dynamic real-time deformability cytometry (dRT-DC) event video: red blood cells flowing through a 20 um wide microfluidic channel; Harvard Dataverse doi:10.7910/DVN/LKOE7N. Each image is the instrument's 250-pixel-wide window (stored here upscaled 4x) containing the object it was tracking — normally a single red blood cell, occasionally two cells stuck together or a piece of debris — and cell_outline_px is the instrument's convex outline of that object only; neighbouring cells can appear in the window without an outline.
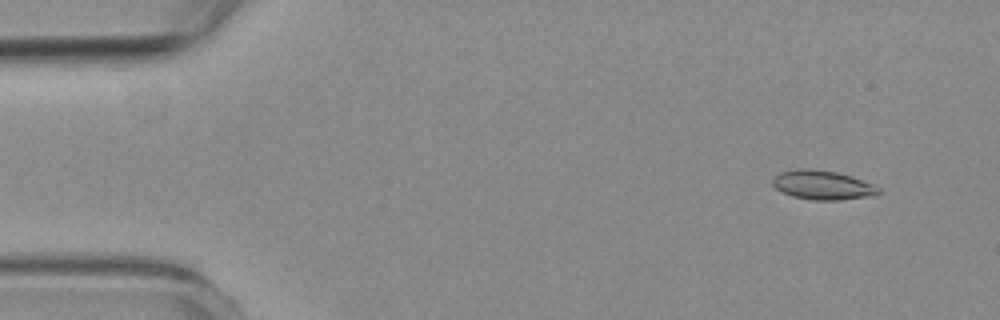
{"species": "common noctule bat (a hibernating species)", "species_latin": "Nyctalus noctula", "temperature_condition": "room temperature", "stored_images_in_passage": 6, "segment_of_instrument_passage": [1, 2], "camera_frame_rate_fps": 3000, "um_per_image_px": 0.085, "animal": {"sex": "female", "body_mass_g": 19.3, "forearm_length_mm": 54.1}, "frame": {"image": 1, "passage_image": 2, "time_ms": 1.333, "image_size_px": [1000, 320], "cell_outline_px": [[880, 192], [876, 196], [840, 200], [812, 200], [792, 196], [776, 188], [772, 184], [772, 176], [780, 172], [796, 168], [812, 168], [836, 172], [852, 176], [872, 184], [880, 188]], "centroid_in_image_um": [69.92, 15.72], "position_along_channel_um": 15.1, "area_um2": 18.26}}
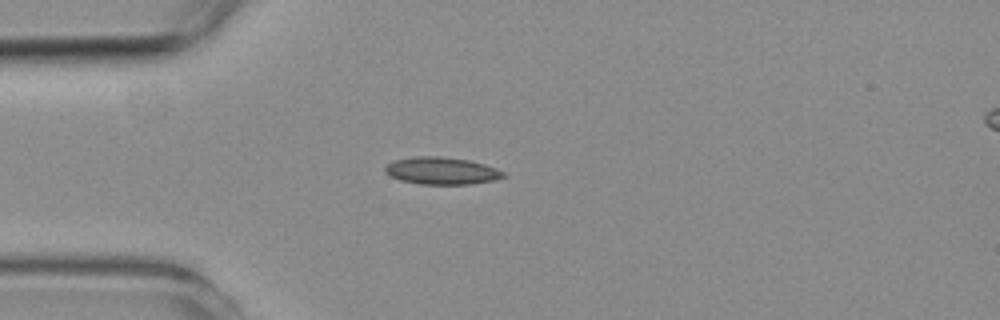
{"frame": {"image": 2, "passage_image": 5, "time_ms": 4.667, "image_size_px": [1000, 320], "cell_outline_px": [[508, 176], [492, 180], [472, 184], [420, 184], [400, 180], [384, 172], [384, 168], [392, 160], [416, 156], [440, 156], [468, 160], [484, 164], [496, 168], [504, 172]], "centroid_in_image_um": [37.53, 14.51], "position_along_channel_um": 47.5, "area_um2": 18.79}}